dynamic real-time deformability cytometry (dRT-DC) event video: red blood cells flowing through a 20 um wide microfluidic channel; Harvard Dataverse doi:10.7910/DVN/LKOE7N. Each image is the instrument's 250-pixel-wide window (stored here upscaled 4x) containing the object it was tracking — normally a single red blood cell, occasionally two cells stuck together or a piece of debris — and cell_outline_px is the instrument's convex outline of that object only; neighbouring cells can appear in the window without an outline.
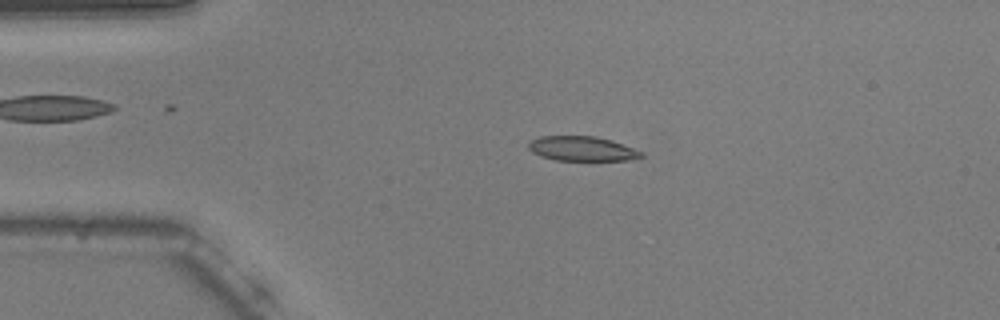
{"species": "common noctule bat (a hibernating species)", "species_latin": "Nyctalus noctula", "temperature_condition": "warm", "stored_images_in_passage": 48, "camera_frame_rate_fps": 3000, "um_per_image_px": 0.085, "animal": {"sex": "male", "body_mass_g": 20.5, "forearm_length_mm": 52.5}, "frame": {"image": 1, "passage_image": 11, "time_ms": 3.333, "image_size_px": [1000, 320], "cell_outline_px": [[644, 156], [628, 160], [556, 160], [540, 156], [532, 152], [528, 148], [528, 144], [532, 140], [540, 136], [596, 136], [612, 140], [644, 152]], "centroid_in_image_um": [49.48, 12.63], "position_along_channel_um": 35.5, "area_um2": 16.18}}
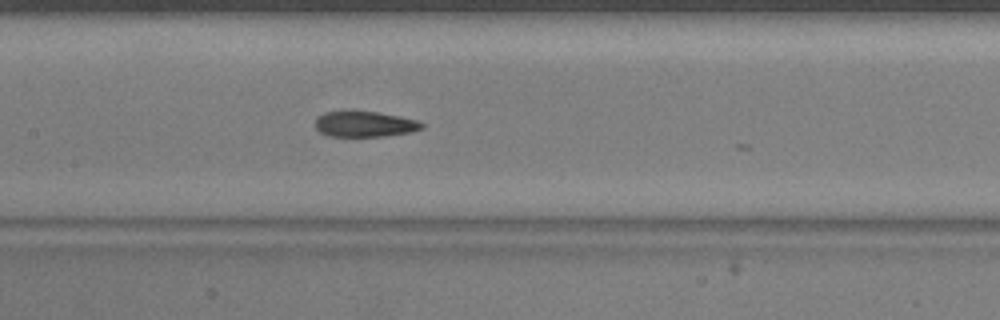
{"frame": {"image": 2, "passage_image": 25, "time_ms": 8.0, "image_size_px": [1000, 320], "cell_outline_px": [[424, 128], [412, 132], [384, 136], [328, 136], [320, 132], [316, 128], [316, 116], [324, 112], [348, 108], [352, 108], [380, 112], [420, 120], [424, 124]], "centroid_in_image_um": [30.99, 10.49], "position_along_channel_um": 176.4, "area_um2": 16.82}}
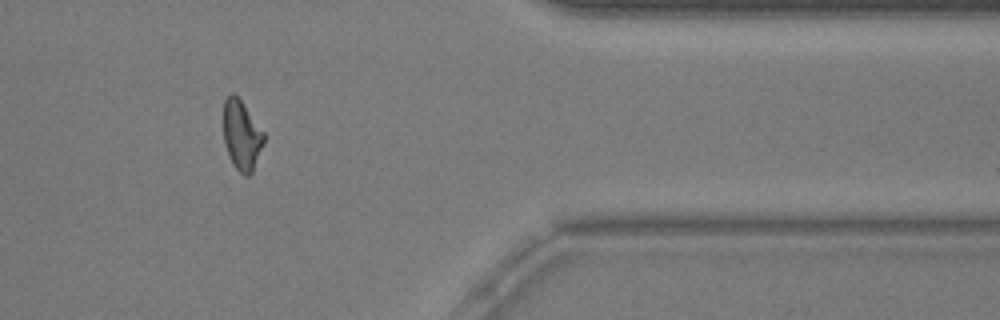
{"frame": {"image": 3, "passage_image": 44, "time_ms": 14.333, "image_size_px": [1000, 320], "cell_outline_px": [[264, 144], [252, 172], [248, 176], [244, 176], [232, 164], [228, 156], [224, 144], [224, 100], [232, 92], [240, 100], [264, 132]], "centroid_in_image_um": [20.54, 11.53], "position_along_channel_um": 390.9, "area_um2": 16.3}, "authors_computed_cell_mechanics": {"area_um2": 16.762, "velocity_mm_per_s": 3.7587, "shape_relaxation_time_tau1_ms": 7.7287, "shape_relaxation_time_tau2_ms": 2.5734, "deformation_change_tau1": 0.2121, "deformation_change_tau2": 0.0912}}